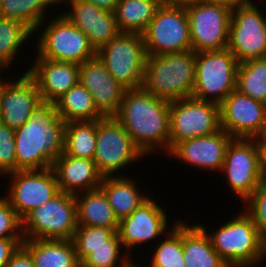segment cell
<instances>
[{
    "label": "cell",
    "instance_id": "6da1fadb",
    "mask_svg": "<svg viewBox=\"0 0 266 267\" xmlns=\"http://www.w3.org/2000/svg\"><path fill=\"white\" fill-rule=\"evenodd\" d=\"M169 107V101L148 93L143 87L126 89L114 117L145 156L165 152L167 157L170 141Z\"/></svg>",
    "mask_w": 266,
    "mask_h": 267
},
{
    "label": "cell",
    "instance_id": "7a4b0ae2",
    "mask_svg": "<svg viewBox=\"0 0 266 267\" xmlns=\"http://www.w3.org/2000/svg\"><path fill=\"white\" fill-rule=\"evenodd\" d=\"M65 122L55 105L43 102L15 130L16 171L51 168L64 152Z\"/></svg>",
    "mask_w": 266,
    "mask_h": 267
},
{
    "label": "cell",
    "instance_id": "3957f363",
    "mask_svg": "<svg viewBox=\"0 0 266 267\" xmlns=\"http://www.w3.org/2000/svg\"><path fill=\"white\" fill-rule=\"evenodd\" d=\"M238 214L213 231L198 224L207 232L213 248L229 267L259 266L264 258L266 260V242L252 218L243 209Z\"/></svg>",
    "mask_w": 266,
    "mask_h": 267
},
{
    "label": "cell",
    "instance_id": "277c9868",
    "mask_svg": "<svg viewBox=\"0 0 266 267\" xmlns=\"http://www.w3.org/2000/svg\"><path fill=\"white\" fill-rule=\"evenodd\" d=\"M196 52L186 50L147 56L142 87L169 102L192 97Z\"/></svg>",
    "mask_w": 266,
    "mask_h": 267
},
{
    "label": "cell",
    "instance_id": "5b68a950",
    "mask_svg": "<svg viewBox=\"0 0 266 267\" xmlns=\"http://www.w3.org/2000/svg\"><path fill=\"white\" fill-rule=\"evenodd\" d=\"M42 22L33 34L37 33L35 43L36 58L82 64L96 56L88 36L73 25L61 12L59 16ZM46 24V26H45ZM43 25V26H42ZM44 27V29H43Z\"/></svg>",
    "mask_w": 266,
    "mask_h": 267
},
{
    "label": "cell",
    "instance_id": "8992f818",
    "mask_svg": "<svg viewBox=\"0 0 266 267\" xmlns=\"http://www.w3.org/2000/svg\"><path fill=\"white\" fill-rule=\"evenodd\" d=\"M77 227L75 195L62 191L22 220L24 239L72 240Z\"/></svg>",
    "mask_w": 266,
    "mask_h": 267
},
{
    "label": "cell",
    "instance_id": "52a82bcc",
    "mask_svg": "<svg viewBox=\"0 0 266 267\" xmlns=\"http://www.w3.org/2000/svg\"><path fill=\"white\" fill-rule=\"evenodd\" d=\"M238 64L228 48L196 52L192 97L220 105L236 89Z\"/></svg>",
    "mask_w": 266,
    "mask_h": 267
},
{
    "label": "cell",
    "instance_id": "ba28073f",
    "mask_svg": "<svg viewBox=\"0 0 266 267\" xmlns=\"http://www.w3.org/2000/svg\"><path fill=\"white\" fill-rule=\"evenodd\" d=\"M96 55L126 89L142 87L147 59L142 34L120 32L101 47Z\"/></svg>",
    "mask_w": 266,
    "mask_h": 267
},
{
    "label": "cell",
    "instance_id": "9c48e42d",
    "mask_svg": "<svg viewBox=\"0 0 266 267\" xmlns=\"http://www.w3.org/2000/svg\"><path fill=\"white\" fill-rule=\"evenodd\" d=\"M142 36L147 56L191 50L185 4L163 1Z\"/></svg>",
    "mask_w": 266,
    "mask_h": 267
},
{
    "label": "cell",
    "instance_id": "30bf717a",
    "mask_svg": "<svg viewBox=\"0 0 266 267\" xmlns=\"http://www.w3.org/2000/svg\"><path fill=\"white\" fill-rule=\"evenodd\" d=\"M143 157L146 156L114 116L97 120L96 151L93 161L103 177L118 176L119 172Z\"/></svg>",
    "mask_w": 266,
    "mask_h": 267
},
{
    "label": "cell",
    "instance_id": "8fae6325",
    "mask_svg": "<svg viewBox=\"0 0 266 267\" xmlns=\"http://www.w3.org/2000/svg\"><path fill=\"white\" fill-rule=\"evenodd\" d=\"M169 152L181 141L213 134L221 129L220 105L194 97L170 102Z\"/></svg>",
    "mask_w": 266,
    "mask_h": 267
},
{
    "label": "cell",
    "instance_id": "7c38bea8",
    "mask_svg": "<svg viewBox=\"0 0 266 267\" xmlns=\"http://www.w3.org/2000/svg\"><path fill=\"white\" fill-rule=\"evenodd\" d=\"M194 52L223 50L228 47L232 9L202 1L185 4Z\"/></svg>",
    "mask_w": 266,
    "mask_h": 267
},
{
    "label": "cell",
    "instance_id": "4fadbf2b",
    "mask_svg": "<svg viewBox=\"0 0 266 267\" xmlns=\"http://www.w3.org/2000/svg\"><path fill=\"white\" fill-rule=\"evenodd\" d=\"M256 4L255 1L231 11L227 48L239 63L264 58L266 54V9L262 12Z\"/></svg>",
    "mask_w": 266,
    "mask_h": 267
},
{
    "label": "cell",
    "instance_id": "5bb4252c",
    "mask_svg": "<svg viewBox=\"0 0 266 267\" xmlns=\"http://www.w3.org/2000/svg\"><path fill=\"white\" fill-rule=\"evenodd\" d=\"M221 172L230 192L244 202L263 182L256 139L232 138Z\"/></svg>",
    "mask_w": 266,
    "mask_h": 267
},
{
    "label": "cell",
    "instance_id": "9a60e30c",
    "mask_svg": "<svg viewBox=\"0 0 266 267\" xmlns=\"http://www.w3.org/2000/svg\"><path fill=\"white\" fill-rule=\"evenodd\" d=\"M10 180L9 193L4 197L23 220L31 211L45 204L59 192L53 168L20 170L5 175Z\"/></svg>",
    "mask_w": 266,
    "mask_h": 267
},
{
    "label": "cell",
    "instance_id": "2e32d148",
    "mask_svg": "<svg viewBox=\"0 0 266 267\" xmlns=\"http://www.w3.org/2000/svg\"><path fill=\"white\" fill-rule=\"evenodd\" d=\"M220 125L232 138L261 137L266 132V104L235 89L220 104Z\"/></svg>",
    "mask_w": 266,
    "mask_h": 267
},
{
    "label": "cell",
    "instance_id": "e0dca14e",
    "mask_svg": "<svg viewBox=\"0 0 266 267\" xmlns=\"http://www.w3.org/2000/svg\"><path fill=\"white\" fill-rule=\"evenodd\" d=\"M166 210L151 196L142 203L130 216L119 221L118 234L124 250L131 251L138 245L150 243L164 236L171 228ZM168 219V220H167ZM150 241V242H149ZM132 249V250H131Z\"/></svg>",
    "mask_w": 266,
    "mask_h": 267
},
{
    "label": "cell",
    "instance_id": "ac0fdd59",
    "mask_svg": "<svg viewBox=\"0 0 266 267\" xmlns=\"http://www.w3.org/2000/svg\"><path fill=\"white\" fill-rule=\"evenodd\" d=\"M17 78L1 80L0 122L14 130L43 103L35 80L27 72Z\"/></svg>",
    "mask_w": 266,
    "mask_h": 267
},
{
    "label": "cell",
    "instance_id": "d6986e66",
    "mask_svg": "<svg viewBox=\"0 0 266 267\" xmlns=\"http://www.w3.org/2000/svg\"><path fill=\"white\" fill-rule=\"evenodd\" d=\"M63 4L70 9L62 14L88 36L96 52L120 33L114 12L85 0H67Z\"/></svg>",
    "mask_w": 266,
    "mask_h": 267
},
{
    "label": "cell",
    "instance_id": "ffe728a7",
    "mask_svg": "<svg viewBox=\"0 0 266 267\" xmlns=\"http://www.w3.org/2000/svg\"><path fill=\"white\" fill-rule=\"evenodd\" d=\"M79 82L90 92L104 117L118 113L126 88L108 72L97 55L79 65Z\"/></svg>",
    "mask_w": 266,
    "mask_h": 267
},
{
    "label": "cell",
    "instance_id": "44dd1931",
    "mask_svg": "<svg viewBox=\"0 0 266 267\" xmlns=\"http://www.w3.org/2000/svg\"><path fill=\"white\" fill-rule=\"evenodd\" d=\"M232 137L223 129L202 137H195L179 142L169 153L187 166L221 172L227 145Z\"/></svg>",
    "mask_w": 266,
    "mask_h": 267
},
{
    "label": "cell",
    "instance_id": "7402d4cb",
    "mask_svg": "<svg viewBox=\"0 0 266 267\" xmlns=\"http://www.w3.org/2000/svg\"><path fill=\"white\" fill-rule=\"evenodd\" d=\"M34 63L25 70L36 82L41 99L54 104L62 95L79 82V64L33 59Z\"/></svg>",
    "mask_w": 266,
    "mask_h": 267
},
{
    "label": "cell",
    "instance_id": "603a6c76",
    "mask_svg": "<svg viewBox=\"0 0 266 267\" xmlns=\"http://www.w3.org/2000/svg\"><path fill=\"white\" fill-rule=\"evenodd\" d=\"M62 192L77 194L100 187L103 176L98 172L93 160L76 158L64 152L52 166Z\"/></svg>",
    "mask_w": 266,
    "mask_h": 267
},
{
    "label": "cell",
    "instance_id": "cb8c5ba5",
    "mask_svg": "<svg viewBox=\"0 0 266 267\" xmlns=\"http://www.w3.org/2000/svg\"><path fill=\"white\" fill-rule=\"evenodd\" d=\"M35 267H81L73 240L24 239Z\"/></svg>",
    "mask_w": 266,
    "mask_h": 267
},
{
    "label": "cell",
    "instance_id": "d4e9b609",
    "mask_svg": "<svg viewBox=\"0 0 266 267\" xmlns=\"http://www.w3.org/2000/svg\"><path fill=\"white\" fill-rule=\"evenodd\" d=\"M125 176V177H124ZM126 177V175L103 177L100 188L107 196L109 205L112 207L115 216L120 221L122 218L130 216L150 194L141 193L137 181Z\"/></svg>",
    "mask_w": 266,
    "mask_h": 267
},
{
    "label": "cell",
    "instance_id": "484cf974",
    "mask_svg": "<svg viewBox=\"0 0 266 267\" xmlns=\"http://www.w3.org/2000/svg\"><path fill=\"white\" fill-rule=\"evenodd\" d=\"M183 257L186 267H229L213 248L205 230L183 220Z\"/></svg>",
    "mask_w": 266,
    "mask_h": 267
},
{
    "label": "cell",
    "instance_id": "4316f807",
    "mask_svg": "<svg viewBox=\"0 0 266 267\" xmlns=\"http://www.w3.org/2000/svg\"><path fill=\"white\" fill-rule=\"evenodd\" d=\"M75 200L78 226L119 228V220L100 187L75 194Z\"/></svg>",
    "mask_w": 266,
    "mask_h": 267
},
{
    "label": "cell",
    "instance_id": "83f0119b",
    "mask_svg": "<svg viewBox=\"0 0 266 267\" xmlns=\"http://www.w3.org/2000/svg\"><path fill=\"white\" fill-rule=\"evenodd\" d=\"M58 115L65 122L92 121L103 118L90 92L78 82L55 103Z\"/></svg>",
    "mask_w": 266,
    "mask_h": 267
},
{
    "label": "cell",
    "instance_id": "f1b7e54d",
    "mask_svg": "<svg viewBox=\"0 0 266 267\" xmlns=\"http://www.w3.org/2000/svg\"><path fill=\"white\" fill-rule=\"evenodd\" d=\"M163 0H119L114 11L120 32L142 34Z\"/></svg>",
    "mask_w": 266,
    "mask_h": 267
},
{
    "label": "cell",
    "instance_id": "f546056e",
    "mask_svg": "<svg viewBox=\"0 0 266 267\" xmlns=\"http://www.w3.org/2000/svg\"><path fill=\"white\" fill-rule=\"evenodd\" d=\"M53 6L56 4L52 0H3L0 3V17L23 23L34 33L48 18L46 12H51Z\"/></svg>",
    "mask_w": 266,
    "mask_h": 267
},
{
    "label": "cell",
    "instance_id": "4dcf8cb0",
    "mask_svg": "<svg viewBox=\"0 0 266 267\" xmlns=\"http://www.w3.org/2000/svg\"><path fill=\"white\" fill-rule=\"evenodd\" d=\"M97 120L65 123L64 153L76 158L94 159Z\"/></svg>",
    "mask_w": 266,
    "mask_h": 267
},
{
    "label": "cell",
    "instance_id": "1f68e13d",
    "mask_svg": "<svg viewBox=\"0 0 266 267\" xmlns=\"http://www.w3.org/2000/svg\"><path fill=\"white\" fill-rule=\"evenodd\" d=\"M171 224V229L153 245L155 252L151 255L152 262L145 267H186L183 257V219Z\"/></svg>",
    "mask_w": 266,
    "mask_h": 267
},
{
    "label": "cell",
    "instance_id": "d6a6232c",
    "mask_svg": "<svg viewBox=\"0 0 266 267\" xmlns=\"http://www.w3.org/2000/svg\"><path fill=\"white\" fill-rule=\"evenodd\" d=\"M236 89L266 104V58L250 59L238 64Z\"/></svg>",
    "mask_w": 266,
    "mask_h": 267
},
{
    "label": "cell",
    "instance_id": "836d02e7",
    "mask_svg": "<svg viewBox=\"0 0 266 267\" xmlns=\"http://www.w3.org/2000/svg\"><path fill=\"white\" fill-rule=\"evenodd\" d=\"M32 35L33 32L23 23L0 17V63L6 70L10 71L15 57L18 58L21 48H24V44H27L25 42Z\"/></svg>",
    "mask_w": 266,
    "mask_h": 267
},
{
    "label": "cell",
    "instance_id": "e575fe53",
    "mask_svg": "<svg viewBox=\"0 0 266 267\" xmlns=\"http://www.w3.org/2000/svg\"><path fill=\"white\" fill-rule=\"evenodd\" d=\"M123 249V250H122ZM125 251L118 232L110 238V247L94 249L82 262L81 267H133L137 262ZM123 254H122V253Z\"/></svg>",
    "mask_w": 266,
    "mask_h": 267
},
{
    "label": "cell",
    "instance_id": "d590c367",
    "mask_svg": "<svg viewBox=\"0 0 266 267\" xmlns=\"http://www.w3.org/2000/svg\"><path fill=\"white\" fill-rule=\"evenodd\" d=\"M117 231L118 228L78 226L72 240L79 262L81 263L94 249L110 247V238Z\"/></svg>",
    "mask_w": 266,
    "mask_h": 267
},
{
    "label": "cell",
    "instance_id": "8d00e7d4",
    "mask_svg": "<svg viewBox=\"0 0 266 267\" xmlns=\"http://www.w3.org/2000/svg\"><path fill=\"white\" fill-rule=\"evenodd\" d=\"M243 203V210L252 218L266 242V182L263 181Z\"/></svg>",
    "mask_w": 266,
    "mask_h": 267
},
{
    "label": "cell",
    "instance_id": "74e56055",
    "mask_svg": "<svg viewBox=\"0 0 266 267\" xmlns=\"http://www.w3.org/2000/svg\"><path fill=\"white\" fill-rule=\"evenodd\" d=\"M15 130L0 122V175L16 172Z\"/></svg>",
    "mask_w": 266,
    "mask_h": 267
},
{
    "label": "cell",
    "instance_id": "f35d334b",
    "mask_svg": "<svg viewBox=\"0 0 266 267\" xmlns=\"http://www.w3.org/2000/svg\"><path fill=\"white\" fill-rule=\"evenodd\" d=\"M0 238H24L22 220L4 196L0 197Z\"/></svg>",
    "mask_w": 266,
    "mask_h": 267
},
{
    "label": "cell",
    "instance_id": "ab89813d",
    "mask_svg": "<svg viewBox=\"0 0 266 267\" xmlns=\"http://www.w3.org/2000/svg\"><path fill=\"white\" fill-rule=\"evenodd\" d=\"M24 238H0V267H5L22 246Z\"/></svg>",
    "mask_w": 266,
    "mask_h": 267
},
{
    "label": "cell",
    "instance_id": "60d3db41",
    "mask_svg": "<svg viewBox=\"0 0 266 267\" xmlns=\"http://www.w3.org/2000/svg\"><path fill=\"white\" fill-rule=\"evenodd\" d=\"M5 267H35L30 254L21 246Z\"/></svg>",
    "mask_w": 266,
    "mask_h": 267
},
{
    "label": "cell",
    "instance_id": "b9f144b4",
    "mask_svg": "<svg viewBox=\"0 0 266 267\" xmlns=\"http://www.w3.org/2000/svg\"><path fill=\"white\" fill-rule=\"evenodd\" d=\"M256 142L259 150L260 172L263 181L266 182V135L256 138Z\"/></svg>",
    "mask_w": 266,
    "mask_h": 267
},
{
    "label": "cell",
    "instance_id": "7bdbcfd3",
    "mask_svg": "<svg viewBox=\"0 0 266 267\" xmlns=\"http://www.w3.org/2000/svg\"><path fill=\"white\" fill-rule=\"evenodd\" d=\"M200 1L207 3L222 4L230 7L231 9L241 5L250 4L253 2V0H200ZM259 2H261V0Z\"/></svg>",
    "mask_w": 266,
    "mask_h": 267
},
{
    "label": "cell",
    "instance_id": "ee69618b",
    "mask_svg": "<svg viewBox=\"0 0 266 267\" xmlns=\"http://www.w3.org/2000/svg\"><path fill=\"white\" fill-rule=\"evenodd\" d=\"M85 1L91 2L97 7L114 12L119 0H85Z\"/></svg>",
    "mask_w": 266,
    "mask_h": 267
},
{
    "label": "cell",
    "instance_id": "f6af8a7d",
    "mask_svg": "<svg viewBox=\"0 0 266 267\" xmlns=\"http://www.w3.org/2000/svg\"><path fill=\"white\" fill-rule=\"evenodd\" d=\"M164 2L174 3V4H186L193 1H199V0H163Z\"/></svg>",
    "mask_w": 266,
    "mask_h": 267
},
{
    "label": "cell",
    "instance_id": "bcb514c9",
    "mask_svg": "<svg viewBox=\"0 0 266 267\" xmlns=\"http://www.w3.org/2000/svg\"><path fill=\"white\" fill-rule=\"evenodd\" d=\"M6 68L0 63V81L1 80H4L3 78L5 77V76H3L2 74H1V72L2 71H4ZM3 76V77H2ZM2 77V78H1Z\"/></svg>",
    "mask_w": 266,
    "mask_h": 267
},
{
    "label": "cell",
    "instance_id": "7dc6e473",
    "mask_svg": "<svg viewBox=\"0 0 266 267\" xmlns=\"http://www.w3.org/2000/svg\"><path fill=\"white\" fill-rule=\"evenodd\" d=\"M56 5H61V4H63L65 1H67V0H52Z\"/></svg>",
    "mask_w": 266,
    "mask_h": 267
},
{
    "label": "cell",
    "instance_id": "c3c4849f",
    "mask_svg": "<svg viewBox=\"0 0 266 267\" xmlns=\"http://www.w3.org/2000/svg\"><path fill=\"white\" fill-rule=\"evenodd\" d=\"M0 102H1V81H0ZM0 114H1V107H0Z\"/></svg>",
    "mask_w": 266,
    "mask_h": 267
},
{
    "label": "cell",
    "instance_id": "681fc988",
    "mask_svg": "<svg viewBox=\"0 0 266 267\" xmlns=\"http://www.w3.org/2000/svg\"><path fill=\"white\" fill-rule=\"evenodd\" d=\"M142 265V263L141 264H135L133 267H140Z\"/></svg>",
    "mask_w": 266,
    "mask_h": 267
}]
</instances>
